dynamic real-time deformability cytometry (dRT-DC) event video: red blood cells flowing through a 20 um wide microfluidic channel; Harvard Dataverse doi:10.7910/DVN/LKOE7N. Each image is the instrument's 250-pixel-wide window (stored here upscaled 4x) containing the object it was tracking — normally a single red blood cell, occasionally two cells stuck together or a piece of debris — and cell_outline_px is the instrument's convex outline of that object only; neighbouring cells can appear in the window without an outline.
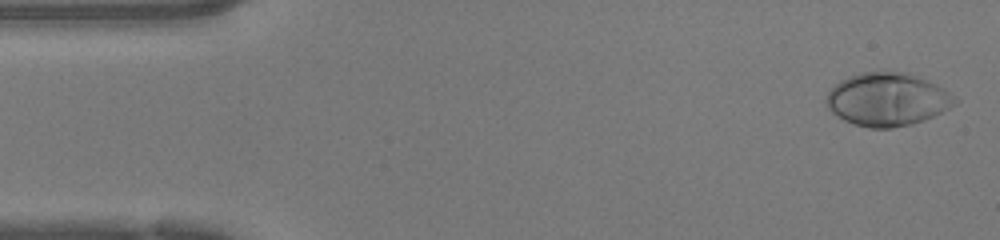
{"species": "human", "species_latin": "Homo sapiens", "temperature_condition": "warm", "stored_images_in_passage": 46, "camera_frame_rate_fps": 3000, "um_per_image_px": 0.085, "donor": {"sex": "female"}, "frame": {"image": 1, "passage_image": 1, "time_ms": 0.0, "image_size_px": [1000, 240], "cell_outline_px": [[960, 100], [956, 104], [924, 120], [912, 124], [892, 128], [868, 128], [844, 120], [836, 116], [824, 104], [824, 100], [828, 92], [840, 80], [848, 76], [860, 72], [908, 72], [936, 84], [944, 88], [956, 96]], "centroid_in_image_um": [75.42, 8.45], "position_along_channel_um": 9.6, "area_um2": 40.0}}
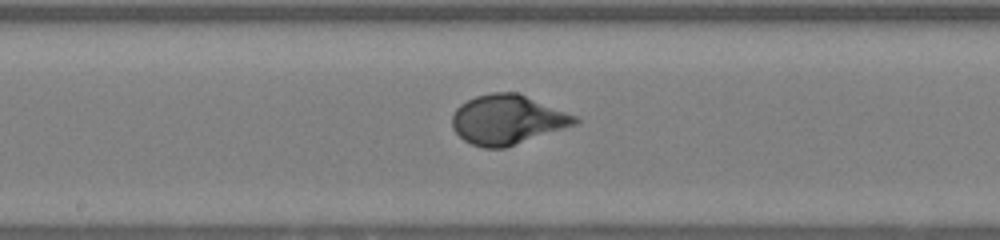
{"frame": {"image": 2, "passage_image": 23, "time_ms": 7.333, "image_size_px": [1000, 240], "cell_outline_px": [[580, 120], [576, 124], [504, 148], [484, 148], [472, 144], [464, 140], [452, 128], [452, 112], [460, 104], [476, 96], [492, 92], [520, 92], [576, 116]], "centroid_in_image_um": [43.11, 10.15], "position_along_channel_um": 205.1, "area_um2": 35.37}}
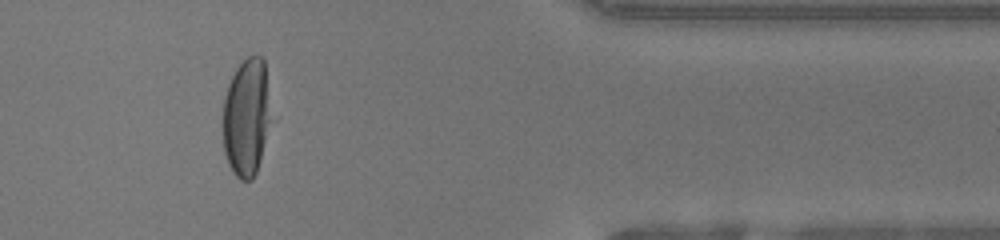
{"frame": {"image": 3, "passage_image": 38, "time_ms": 12.333, "image_size_px": [1000, 240], "cell_outline_px": [[276, 120], [256, 172], [252, 180], [240, 180], [232, 172], [228, 164], [224, 152], [224, 96], [228, 84], [236, 68], [248, 56], [260, 56], [264, 60]], "centroid_in_image_um": [21.05, 9.98], "position_along_channel_um": 390.3, "area_um2": 34.68}, "authors_computed_cell_mechanics": {"area_um2": 35.4603, "velocity_mm_per_s": 4.2731, "shape_relaxation_time_tau1_ms": 3.4202, "shape_relaxation_time_tau2_ms": null, "deformation_change_tau1": 0.2228, "deformation_change_tau2": null}}